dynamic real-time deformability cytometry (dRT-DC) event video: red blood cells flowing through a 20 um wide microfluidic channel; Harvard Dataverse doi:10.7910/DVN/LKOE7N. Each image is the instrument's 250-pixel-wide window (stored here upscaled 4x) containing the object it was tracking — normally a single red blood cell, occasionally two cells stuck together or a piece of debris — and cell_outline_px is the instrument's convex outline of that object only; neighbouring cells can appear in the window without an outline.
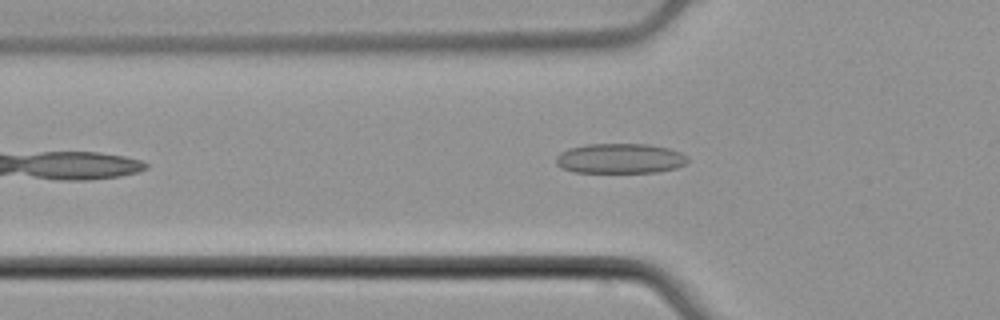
{"species": "common noctule bat (a hibernating species)", "species_latin": "Nyctalus noctula", "temperature_condition": "cold", "stored_images_in_passage": 40, "camera_frame_rate_fps": 3000, "um_per_image_px": 0.085, "animal": {"sex": "male", "body_mass_g": 21.5, "forearm_length_mm": 52.0}, "frame": {"image": 1, "passage_image": 8, "time_ms": 2.333, "image_size_px": [1000, 320], "cell_outline_px": [[688, 160], [684, 164], [676, 168], [656, 172], [576, 172], [560, 168], [556, 164], [556, 156], [560, 152], [568, 148], [584, 144], [648, 144], [668, 148], [680, 152], [688, 156]], "centroid_in_image_um": [52.68, 13.46], "position_along_channel_um": 73.1, "area_um2": 23.12}}
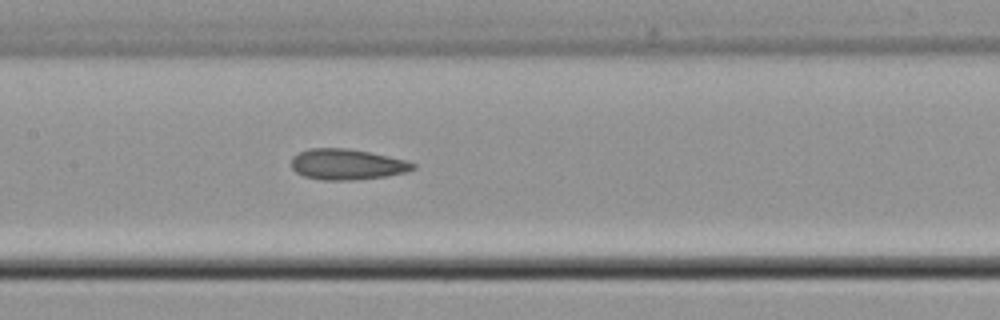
{"frame": {"image": 2, "passage_image": 16, "time_ms": 5.0, "image_size_px": [1000, 320], "cell_outline_px": [[416, 168], [408, 172], [384, 176], [352, 180], [324, 180], [304, 176], [296, 172], [292, 168], [292, 156], [308, 148], [348, 148], [388, 156], [404, 160], [416, 164]], "centroid_in_image_um": [29.49, 13.97], "position_along_channel_um": 177.9, "area_um2": 21.68}}
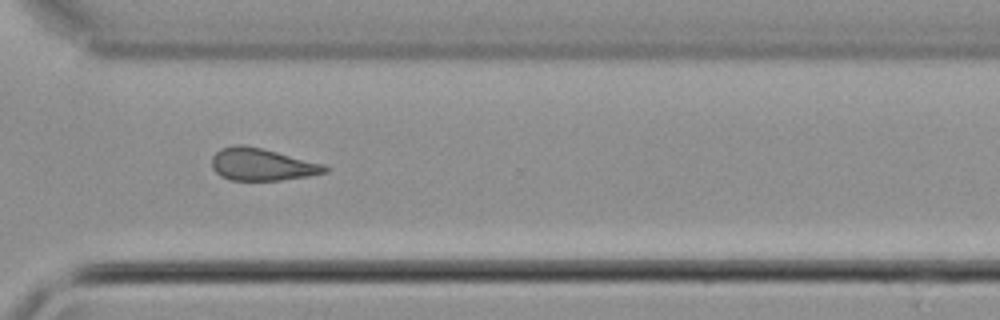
{"frame": {"image": 3, "passage_image": 29, "time_ms": 9.333, "image_size_px": [1000, 320], "cell_outline_px": [[328, 172], [308, 176], [280, 180], [232, 180], [220, 176], [212, 168], [212, 156], [220, 148], [232, 144], [244, 144], [324, 164], [328, 168]], "centroid_in_image_um": [22.22, 13.97], "position_along_channel_um": 348.4, "area_um2": 21.21}, "authors_computed_cell_mechanics": {"area_um2": 21.6461, "velocity_mm_per_s": 3.9288, "shape_relaxation_time_tau1_ms": null, "shape_relaxation_time_tau2_ms": 4.0123, "deformation_change_tau1": null, "deformation_change_tau2": 0.1243}}